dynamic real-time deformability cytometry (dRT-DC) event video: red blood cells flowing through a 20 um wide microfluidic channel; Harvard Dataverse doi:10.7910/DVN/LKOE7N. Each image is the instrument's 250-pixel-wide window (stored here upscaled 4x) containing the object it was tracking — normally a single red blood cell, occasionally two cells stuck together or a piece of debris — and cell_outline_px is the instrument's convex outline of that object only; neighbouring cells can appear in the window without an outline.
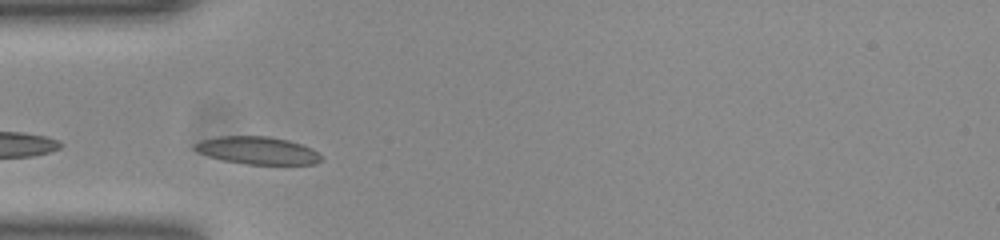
{"species": "common noctule bat (a hibernating species)", "species_latin": "Nyctalus noctula", "temperature_condition": "room temperature", "stored_images_in_passage": 28, "camera_frame_rate_fps": 3000, "um_per_image_px": 0.085, "animal": {"sex": "female", "body_mass_g": 23.0, "forearm_length_mm": 53.4}, "frame": {"image": 1, "passage_image": 3, "time_ms": 0.667, "image_size_px": [1000, 240], "cell_outline_px": [[324, 160], [316, 164], [244, 164], [224, 160], [208, 156], [196, 152], [192, 148], [192, 144], [204, 140], [220, 136], [268, 136], [288, 140], [312, 148]], "centroid_in_image_um": [21.87, 12.79], "position_along_channel_um": 63.1, "area_um2": 20.35}}
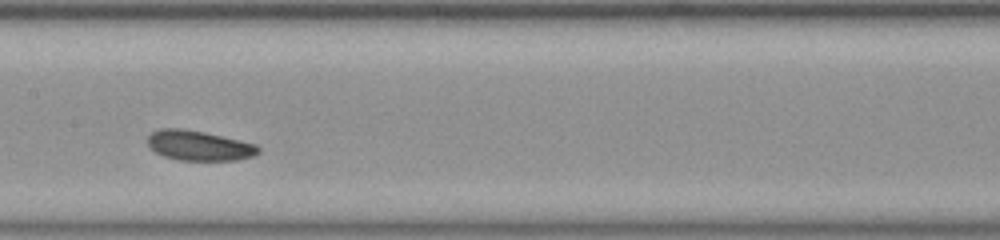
{"frame": {"image": 2, "passage_image": 13, "time_ms": 4.0, "image_size_px": [1000, 240], "cell_outline_px": [[260, 152], [252, 156], [236, 160], [180, 160], [164, 156], [156, 152], [148, 144], [148, 136], [152, 132], [160, 128], [180, 128], [204, 132], [240, 140], [256, 144], [260, 148]], "centroid_in_image_um": [16.92, 12.37], "position_along_channel_um": 190.5, "area_um2": 19.19}}
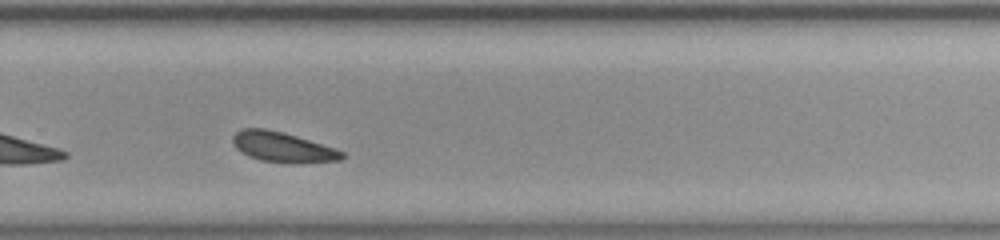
{"frame": {"image": 3, "passage_image": 22, "time_ms": 7.0, "image_size_px": [1000, 240], "cell_outline_px": [[348, 156], [340, 160], [292, 164], [288, 164], [260, 160], [248, 156], [240, 152], [236, 148], [232, 140], [232, 136], [240, 128], [264, 128], [284, 132], [336, 148], [344, 152]], "centroid_in_image_um": [24.04, 12.51], "position_along_channel_um": 305.8, "area_um2": 19.59}, "authors_computed_cell_mechanics": {"area_um2": 19.1896, "velocity_mm_per_s": 3.8439, "shape_relaxation_time_tau1_ms": 5.5768, "shape_relaxation_time_tau2_ms": 10.5661, "deformation_change_tau1": 0.1027, "deformation_change_tau2": 0.244}}